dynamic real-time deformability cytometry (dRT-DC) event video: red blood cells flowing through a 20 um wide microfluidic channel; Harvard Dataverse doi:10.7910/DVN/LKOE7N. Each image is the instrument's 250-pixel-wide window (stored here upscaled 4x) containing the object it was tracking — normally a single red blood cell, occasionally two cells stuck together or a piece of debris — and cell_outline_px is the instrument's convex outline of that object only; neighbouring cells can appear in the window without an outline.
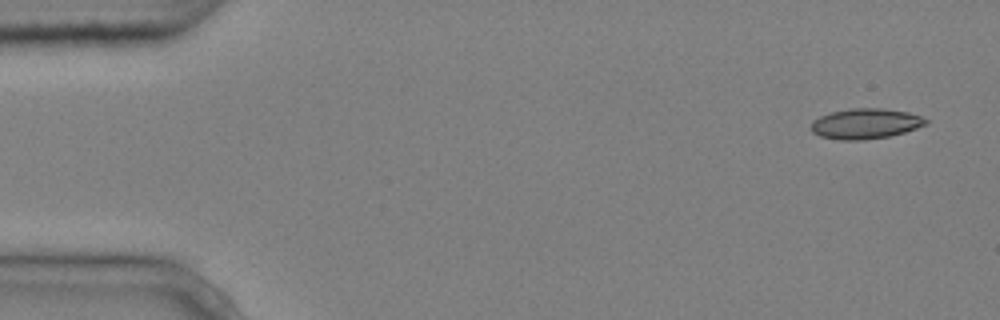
{"species": "common noctule bat (a hibernating species)", "species_latin": "Nyctalus noctula", "temperature_condition": "cold", "stored_images_in_passage": 3, "camera_frame_rate_fps": 3000, "um_per_image_px": 0.085, "animal": {"sex": "male", "body_mass_g": 20.4}, "frame": {"image": 1, "passage_image": 1, "time_ms": 0.0, "image_size_px": [1000, 320], "cell_outline_px": [[928, 124], [904, 132], [888, 136], [864, 140], [840, 140], [820, 136], [812, 132], [812, 120], [820, 116], [832, 112], [848, 108], [884, 108], [908, 112], [920, 116], [928, 120]], "centroid_in_image_um": [73.56, 10.5], "position_along_channel_um": 11.4, "area_um2": 20.29}}